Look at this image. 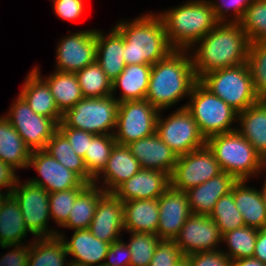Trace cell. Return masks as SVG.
Masks as SVG:
<instances>
[{"mask_svg": "<svg viewBox=\"0 0 266 266\" xmlns=\"http://www.w3.org/2000/svg\"><path fill=\"white\" fill-rule=\"evenodd\" d=\"M237 181L232 188L235 205L240 211L245 226L256 229L266 228V206L261 191Z\"/></svg>", "mask_w": 266, "mask_h": 266, "instance_id": "26", "label": "cell"}, {"mask_svg": "<svg viewBox=\"0 0 266 266\" xmlns=\"http://www.w3.org/2000/svg\"><path fill=\"white\" fill-rule=\"evenodd\" d=\"M141 168L140 163L132 155L126 145L115 144L103 171L93 180L94 185L103 177L102 188L105 192L113 193L121 184L134 176ZM104 186H106L104 188Z\"/></svg>", "mask_w": 266, "mask_h": 266, "instance_id": "22", "label": "cell"}, {"mask_svg": "<svg viewBox=\"0 0 266 266\" xmlns=\"http://www.w3.org/2000/svg\"><path fill=\"white\" fill-rule=\"evenodd\" d=\"M237 131L248 140L266 161V101L258 102L238 113Z\"/></svg>", "mask_w": 266, "mask_h": 266, "instance_id": "29", "label": "cell"}, {"mask_svg": "<svg viewBox=\"0 0 266 266\" xmlns=\"http://www.w3.org/2000/svg\"><path fill=\"white\" fill-rule=\"evenodd\" d=\"M192 266H232L223 250L200 251L187 255Z\"/></svg>", "mask_w": 266, "mask_h": 266, "instance_id": "46", "label": "cell"}, {"mask_svg": "<svg viewBox=\"0 0 266 266\" xmlns=\"http://www.w3.org/2000/svg\"><path fill=\"white\" fill-rule=\"evenodd\" d=\"M5 117L31 151L44 149L58 130V124L52 118L36 114L20 95Z\"/></svg>", "mask_w": 266, "mask_h": 266, "instance_id": "12", "label": "cell"}, {"mask_svg": "<svg viewBox=\"0 0 266 266\" xmlns=\"http://www.w3.org/2000/svg\"><path fill=\"white\" fill-rule=\"evenodd\" d=\"M209 216L216 223L221 234L245 226L243 217L235 205L232 191L219 198Z\"/></svg>", "mask_w": 266, "mask_h": 266, "instance_id": "39", "label": "cell"}, {"mask_svg": "<svg viewBox=\"0 0 266 266\" xmlns=\"http://www.w3.org/2000/svg\"><path fill=\"white\" fill-rule=\"evenodd\" d=\"M28 233L19 203L10 194L0 209V245L21 244Z\"/></svg>", "mask_w": 266, "mask_h": 266, "instance_id": "33", "label": "cell"}, {"mask_svg": "<svg viewBox=\"0 0 266 266\" xmlns=\"http://www.w3.org/2000/svg\"><path fill=\"white\" fill-rule=\"evenodd\" d=\"M188 98L190 103L184 107L192 114L206 140L214 135L237 130V127L231 125L238 120V113L199 81Z\"/></svg>", "mask_w": 266, "mask_h": 266, "instance_id": "7", "label": "cell"}, {"mask_svg": "<svg viewBox=\"0 0 266 266\" xmlns=\"http://www.w3.org/2000/svg\"><path fill=\"white\" fill-rule=\"evenodd\" d=\"M71 239L66 241L63 233H57L61 237L67 254L73 256L71 266H98L103 265L110 243L96 238L89 229L74 230Z\"/></svg>", "mask_w": 266, "mask_h": 266, "instance_id": "21", "label": "cell"}, {"mask_svg": "<svg viewBox=\"0 0 266 266\" xmlns=\"http://www.w3.org/2000/svg\"><path fill=\"white\" fill-rule=\"evenodd\" d=\"M31 150L17 133L9 120L0 117V161L13 169H28Z\"/></svg>", "mask_w": 266, "mask_h": 266, "instance_id": "30", "label": "cell"}, {"mask_svg": "<svg viewBox=\"0 0 266 266\" xmlns=\"http://www.w3.org/2000/svg\"><path fill=\"white\" fill-rule=\"evenodd\" d=\"M36 66L25 78L19 95L38 115L52 118L57 124L62 121L63 114L59 111L48 83L41 77Z\"/></svg>", "mask_w": 266, "mask_h": 266, "instance_id": "24", "label": "cell"}, {"mask_svg": "<svg viewBox=\"0 0 266 266\" xmlns=\"http://www.w3.org/2000/svg\"><path fill=\"white\" fill-rule=\"evenodd\" d=\"M208 2L212 5L215 17L219 22H239L252 0H221V3L220 1L217 3L208 0ZM231 9L233 10V18H226V13L228 15Z\"/></svg>", "mask_w": 266, "mask_h": 266, "instance_id": "44", "label": "cell"}, {"mask_svg": "<svg viewBox=\"0 0 266 266\" xmlns=\"http://www.w3.org/2000/svg\"><path fill=\"white\" fill-rule=\"evenodd\" d=\"M56 71L76 73L96 62V30L71 33L59 41Z\"/></svg>", "mask_w": 266, "mask_h": 266, "instance_id": "14", "label": "cell"}, {"mask_svg": "<svg viewBox=\"0 0 266 266\" xmlns=\"http://www.w3.org/2000/svg\"><path fill=\"white\" fill-rule=\"evenodd\" d=\"M44 150L67 169L77 173L86 183L93 184L94 179L88 174L83 158L75 153L67 138L59 130L49 139Z\"/></svg>", "mask_w": 266, "mask_h": 266, "instance_id": "35", "label": "cell"}, {"mask_svg": "<svg viewBox=\"0 0 266 266\" xmlns=\"http://www.w3.org/2000/svg\"><path fill=\"white\" fill-rule=\"evenodd\" d=\"M188 50H173L152 65L145 99L157 110L164 111L186 96H190L198 79Z\"/></svg>", "mask_w": 266, "mask_h": 266, "instance_id": "2", "label": "cell"}, {"mask_svg": "<svg viewBox=\"0 0 266 266\" xmlns=\"http://www.w3.org/2000/svg\"><path fill=\"white\" fill-rule=\"evenodd\" d=\"M124 230L157 233L159 223L158 199H138L123 202Z\"/></svg>", "mask_w": 266, "mask_h": 266, "instance_id": "27", "label": "cell"}, {"mask_svg": "<svg viewBox=\"0 0 266 266\" xmlns=\"http://www.w3.org/2000/svg\"><path fill=\"white\" fill-rule=\"evenodd\" d=\"M258 229L248 226L222 234V242L227 243L228 251L223 252L233 261L253 257Z\"/></svg>", "mask_w": 266, "mask_h": 266, "instance_id": "38", "label": "cell"}, {"mask_svg": "<svg viewBox=\"0 0 266 266\" xmlns=\"http://www.w3.org/2000/svg\"><path fill=\"white\" fill-rule=\"evenodd\" d=\"M118 259H117V258ZM131 252L122 239L110 244L105 257V266H130Z\"/></svg>", "mask_w": 266, "mask_h": 266, "instance_id": "48", "label": "cell"}, {"mask_svg": "<svg viewBox=\"0 0 266 266\" xmlns=\"http://www.w3.org/2000/svg\"><path fill=\"white\" fill-rule=\"evenodd\" d=\"M158 15L174 50H191L219 23L208 0L187 1Z\"/></svg>", "mask_w": 266, "mask_h": 266, "instance_id": "4", "label": "cell"}, {"mask_svg": "<svg viewBox=\"0 0 266 266\" xmlns=\"http://www.w3.org/2000/svg\"><path fill=\"white\" fill-rule=\"evenodd\" d=\"M88 229L96 238L107 243L120 240L121 231H124L123 202L113 193L106 192L99 199Z\"/></svg>", "mask_w": 266, "mask_h": 266, "instance_id": "18", "label": "cell"}, {"mask_svg": "<svg viewBox=\"0 0 266 266\" xmlns=\"http://www.w3.org/2000/svg\"><path fill=\"white\" fill-rule=\"evenodd\" d=\"M33 239L29 243L28 266H71L70 261L66 260L68 254L61 237Z\"/></svg>", "mask_w": 266, "mask_h": 266, "instance_id": "31", "label": "cell"}, {"mask_svg": "<svg viewBox=\"0 0 266 266\" xmlns=\"http://www.w3.org/2000/svg\"><path fill=\"white\" fill-rule=\"evenodd\" d=\"M175 266H192L189 258L187 256H183Z\"/></svg>", "mask_w": 266, "mask_h": 266, "instance_id": "54", "label": "cell"}, {"mask_svg": "<svg viewBox=\"0 0 266 266\" xmlns=\"http://www.w3.org/2000/svg\"><path fill=\"white\" fill-rule=\"evenodd\" d=\"M170 187V175L154 169H140L121 184L113 194L122 202L138 199H158Z\"/></svg>", "mask_w": 266, "mask_h": 266, "instance_id": "19", "label": "cell"}, {"mask_svg": "<svg viewBox=\"0 0 266 266\" xmlns=\"http://www.w3.org/2000/svg\"><path fill=\"white\" fill-rule=\"evenodd\" d=\"M86 187L71 188L64 191L49 193V209L53 221L62 226L69 217V212L77 198V196Z\"/></svg>", "mask_w": 266, "mask_h": 266, "instance_id": "43", "label": "cell"}, {"mask_svg": "<svg viewBox=\"0 0 266 266\" xmlns=\"http://www.w3.org/2000/svg\"><path fill=\"white\" fill-rule=\"evenodd\" d=\"M30 167H33L41 177H35L29 181L43 187L48 193L89 185L77 173L67 169L44 149L31 151L28 168Z\"/></svg>", "mask_w": 266, "mask_h": 266, "instance_id": "15", "label": "cell"}, {"mask_svg": "<svg viewBox=\"0 0 266 266\" xmlns=\"http://www.w3.org/2000/svg\"><path fill=\"white\" fill-rule=\"evenodd\" d=\"M183 256L174 240L161 239L157 244L149 266H175Z\"/></svg>", "mask_w": 266, "mask_h": 266, "instance_id": "45", "label": "cell"}, {"mask_svg": "<svg viewBox=\"0 0 266 266\" xmlns=\"http://www.w3.org/2000/svg\"><path fill=\"white\" fill-rule=\"evenodd\" d=\"M42 78H46L44 80L48 83L55 103L62 114L84 98L75 73L55 70L53 74Z\"/></svg>", "mask_w": 266, "mask_h": 266, "instance_id": "34", "label": "cell"}, {"mask_svg": "<svg viewBox=\"0 0 266 266\" xmlns=\"http://www.w3.org/2000/svg\"><path fill=\"white\" fill-rule=\"evenodd\" d=\"M114 28L124 39L123 58L126 65H154L174 50L157 14H145L131 22L121 20Z\"/></svg>", "mask_w": 266, "mask_h": 266, "instance_id": "3", "label": "cell"}, {"mask_svg": "<svg viewBox=\"0 0 266 266\" xmlns=\"http://www.w3.org/2000/svg\"><path fill=\"white\" fill-rule=\"evenodd\" d=\"M261 194L263 196V200L265 202V206H266V180L264 181L263 187L261 188Z\"/></svg>", "mask_w": 266, "mask_h": 266, "instance_id": "56", "label": "cell"}, {"mask_svg": "<svg viewBox=\"0 0 266 266\" xmlns=\"http://www.w3.org/2000/svg\"><path fill=\"white\" fill-rule=\"evenodd\" d=\"M158 206L159 223L156 235L160 239L174 240L192 214L188 195L170 186L158 198Z\"/></svg>", "mask_w": 266, "mask_h": 266, "instance_id": "17", "label": "cell"}, {"mask_svg": "<svg viewBox=\"0 0 266 266\" xmlns=\"http://www.w3.org/2000/svg\"><path fill=\"white\" fill-rule=\"evenodd\" d=\"M247 65L255 92L263 98L266 95V40L249 44Z\"/></svg>", "mask_w": 266, "mask_h": 266, "instance_id": "41", "label": "cell"}, {"mask_svg": "<svg viewBox=\"0 0 266 266\" xmlns=\"http://www.w3.org/2000/svg\"><path fill=\"white\" fill-rule=\"evenodd\" d=\"M118 106L119 102L112 95L84 97L63 114L58 127L76 128L95 135L114 134Z\"/></svg>", "mask_w": 266, "mask_h": 266, "instance_id": "8", "label": "cell"}, {"mask_svg": "<svg viewBox=\"0 0 266 266\" xmlns=\"http://www.w3.org/2000/svg\"><path fill=\"white\" fill-rule=\"evenodd\" d=\"M143 169H154L171 175L177 162V155L157 135L133 141L126 145Z\"/></svg>", "mask_w": 266, "mask_h": 266, "instance_id": "20", "label": "cell"}, {"mask_svg": "<svg viewBox=\"0 0 266 266\" xmlns=\"http://www.w3.org/2000/svg\"><path fill=\"white\" fill-rule=\"evenodd\" d=\"M83 0H55L54 12L63 20L71 21L77 20L84 11Z\"/></svg>", "mask_w": 266, "mask_h": 266, "instance_id": "50", "label": "cell"}, {"mask_svg": "<svg viewBox=\"0 0 266 266\" xmlns=\"http://www.w3.org/2000/svg\"><path fill=\"white\" fill-rule=\"evenodd\" d=\"M83 97L103 98L112 95V81L97 62L75 73Z\"/></svg>", "mask_w": 266, "mask_h": 266, "instance_id": "36", "label": "cell"}, {"mask_svg": "<svg viewBox=\"0 0 266 266\" xmlns=\"http://www.w3.org/2000/svg\"><path fill=\"white\" fill-rule=\"evenodd\" d=\"M58 130L67 138L75 153L83 158L95 134L70 127H58Z\"/></svg>", "mask_w": 266, "mask_h": 266, "instance_id": "47", "label": "cell"}, {"mask_svg": "<svg viewBox=\"0 0 266 266\" xmlns=\"http://www.w3.org/2000/svg\"><path fill=\"white\" fill-rule=\"evenodd\" d=\"M159 112L146 99L119 103L114 132L116 144L128 145L155 133Z\"/></svg>", "mask_w": 266, "mask_h": 266, "instance_id": "11", "label": "cell"}, {"mask_svg": "<svg viewBox=\"0 0 266 266\" xmlns=\"http://www.w3.org/2000/svg\"><path fill=\"white\" fill-rule=\"evenodd\" d=\"M237 180L226 172L186 191L190 210L194 214L209 216L219 198L231 192Z\"/></svg>", "mask_w": 266, "mask_h": 266, "instance_id": "23", "label": "cell"}, {"mask_svg": "<svg viewBox=\"0 0 266 266\" xmlns=\"http://www.w3.org/2000/svg\"><path fill=\"white\" fill-rule=\"evenodd\" d=\"M232 266H266L265 263L254 257L241 258L232 261Z\"/></svg>", "mask_w": 266, "mask_h": 266, "instance_id": "53", "label": "cell"}, {"mask_svg": "<svg viewBox=\"0 0 266 266\" xmlns=\"http://www.w3.org/2000/svg\"><path fill=\"white\" fill-rule=\"evenodd\" d=\"M206 145L214 153L222 171L237 181L250 180L266 169V161L237 130L211 136Z\"/></svg>", "mask_w": 266, "mask_h": 266, "instance_id": "5", "label": "cell"}, {"mask_svg": "<svg viewBox=\"0 0 266 266\" xmlns=\"http://www.w3.org/2000/svg\"><path fill=\"white\" fill-rule=\"evenodd\" d=\"M174 242L187 256L200 251L218 250L219 243L222 244V234L210 216L192 213Z\"/></svg>", "mask_w": 266, "mask_h": 266, "instance_id": "16", "label": "cell"}, {"mask_svg": "<svg viewBox=\"0 0 266 266\" xmlns=\"http://www.w3.org/2000/svg\"><path fill=\"white\" fill-rule=\"evenodd\" d=\"M16 170L13 169L11 166L8 164L3 163L0 161V190L2 188H6L5 191L7 192H12L13 188L15 187L18 179L20 177H17L16 175Z\"/></svg>", "mask_w": 266, "mask_h": 266, "instance_id": "51", "label": "cell"}, {"mask_svg": "<svg viewBox=\"0 0 266 266\" xmlns=\"http://www.w3.org/2000/svg\"><path fill=\"white\" fill-rule=\"evenodd\" d=\"M152 65L130 64L126 65L123 72L112 81V96L121 88L120 97L115 99L124 101L144 100L147 94Z\"/></svg>", "mask_w": 266, "mask_h": 266, "instance_id": "28", "label": "cell"}, {"mask_svg": "<svg viewBox=\"0 0 266 266\" xmlns=\"http://www.w3.org/2000/svg\"><path fill=\"white\" fill-rule=\"evenodd\" d=\"M0 190V209H1V206L2 204L4 203V201L6 200V198L11 194L10 192H3Z\"/></svg>", "mask_w": 266, "mask_h": 266, "instance_id": "55", "label": "cell"}, {"mask_svg": "<svg viewBox=\"0 0 266 266\" xmlns=\"http://www.w3.org/2000/svg\"><path fill=\"white\" fill-rule=\"evenodd\" d=\"M3 249L12 248L11 251L0 258V266H28L29 244L0 245Z\"/></svg>", "mask_w": 266, "mask_h": 266, "instance_id": "49", "label": "cell"}, {"mask_svg": "<svg viewBox=\"0 0 266 266\" xmlns=\"http://www.w3.org/2000/svg\"><path fill=\"white\" fill-rule=\"evenodd\" d=\"M96 46L97 64L111 81L115 80L126 66L123 58V36L115 28L111 29L110 33L106 36L97 29Z\"/></svg>", "mask_w": 266, "mask_h": 266, "instance_id": "25", "label": "cell"}, {"mask_svg": "<svg viewBox=\"0 0 266 266\" xmlns=\"http://www.w3.org/2000/svg\"><path fill=\"white\" fill-rule=\"evenodd\" d=\"M198 43L189 55L198 81L210 72L247 63L250 42L238 22H219Z\"/></svg>", "mask_w": 266, "mask_h": 266, "instance_id": "1", "label": "cell"}, {"mask_svg": "<svg viewBox=\"0 0 266 266\" xmlns=\"http://www.w3.org/2000/svg\"><path fill=\"white\" fill-rule=\"evenodd\" d=\"M128 233L131 234L130 241L127 243L131 252L130 266H149L161 239L153 233Z\"/></svg>", "mask_w": 266, "mask_h": 266, "instance_id": "42", "label": "cell"}, {"mask_svg": "<svg viewBox=\"0 0 266 266\" xmlns=\"http://www.w3.org/2000/svg\"><path fill=\"white\" fill-rule=\"evenodd\" d=\"M222 172L214 153L206 145L177 158L170 175V186L186 192Z\"/></svg>", "mask_w": 266, "mask_h": 266, "instance_id": "13", "label": "cell"}, {"mask_svg": "<svg viewBox=\"0 0 266 266\" xmlns=\"http://www.w3.org/2000/svg\"><path fill=\"white\" fill-rule=\"evenodd\" d=\"M115 144L114 134L95 135L89 141L88 151L83 160L88 174L93 179L103 171Z\"/></svg>", "mask_w": 266, "mask_h": 266, "instance_id": "37", "label": "cell"}, {"mask_svg": "<svg viewBox=\"0 0 266 266\" xmlns=\"http://www.w3.org/2000/svg\"><path fill=\"white\" fill-rule=\"evenodd\" d=\"M199 82L237 113L246 110L261 99L253 87L247 63L210 72L205 74Z\"/></svg>", "mask_w": 266, "mask_h": 266, "instance_id": "6", "label": "cell"}, {"mask_svg": "<svg viewBox=\"0 0 266 266\" xmlns=\"http://www.w3.org/2000/svg\"><path fill=\"white\" fill-rule=\"evenodd\" d=\"M253 257L266 264V228L258 229Z\"/></svg>", "mask_w": 266, "mask_h": 266, "instance_id": "52", "label": "cell"}, {"mask_svg": "<svg viewBox=\"0 0 266 266\" xmlns=\"http://www.w3.org/2000/svg\"><path fill=\"white\" fill-rule=\"evenodd\" d=\"M238 23L250 43L266 40V0H252Z\"/></svg>", "mask_w": 266, "mask_h": 266, "instance_id": "40", "label": "cell"}, {"mask_svg": "<svg viewBox=\"0 0 266 266\" xmlns=\"http://www.w3.org/2000/svg\"><path fill=\"white\" fill-rule=\"evenodd\" d=\"M159 112L156 133L177 157L206 146V139L186 107H180L167 118Z\"/></svg>", "mask_w": 266, "mask_h": 266, "instance_id": "9", "label": "cell"}, {"mask_svg": "<svg viewBox=\"0 0 266 266\" xmlns=\"http://www.w3.org/2000/svg\"><path fill=\"white\" fill-rule=\"evenodd\" d=\"M18 179L11 195L19 203L26 229L35 238L57 236L55 229H48L50 220L49 193L39 185L26 180L20 183ZM21 184V185H20ZM50 217V218H49Z\"/></svg>", "mask_w": 266, "mask_h": 266, "instance_id": "10", "label": "cell"}, {"mask_svg": "<svg viewBox=\"0 0 266 266\" xmlns=\"http://www.w3.org/2000/svg\"><path fill=\"white\" fill-rule=\"evenodd\" d=\"M106 192L94 184H89L76 198L68 220L61 226L73 230L88 229L95 214L99 199Z\"/></svg>", "mask_w": 266, "mask_h": 266, "instance_id": "32", "label": "cell"}]
</instances>
